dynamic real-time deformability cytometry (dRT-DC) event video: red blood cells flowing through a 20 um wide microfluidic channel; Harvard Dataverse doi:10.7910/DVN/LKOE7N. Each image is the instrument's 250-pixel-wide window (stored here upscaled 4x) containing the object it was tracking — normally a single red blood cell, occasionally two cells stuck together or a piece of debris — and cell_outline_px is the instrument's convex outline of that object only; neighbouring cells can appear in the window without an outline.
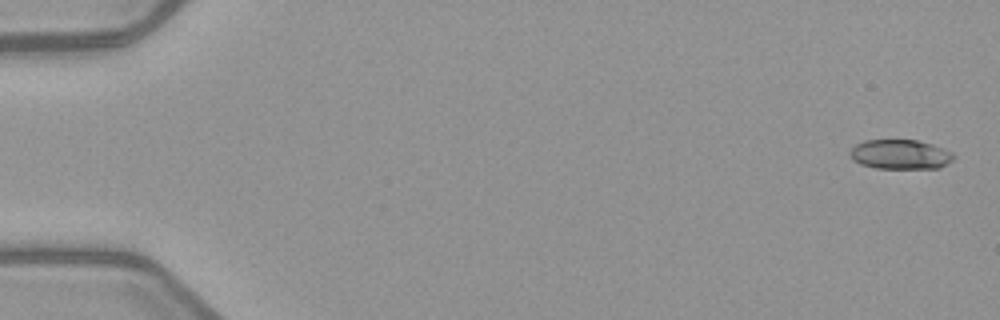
{"species": "common noctule bat (a hibernating species)", "species_latin": "Nyctalus noctula", "temperature_condition": "warm", "stored_images_in_passage": 6, "camera_frame_rate_fps": 3000, "um_per_image_px": 0.085, "animal": {"sex": "female", "body_mass_g": 21.9}, "frame": {"image": 1, "passage_image": 1, "time_ms": 0.0, "image_size_px": [1000, 320], "cell_outline_px": [[956, 156], [952, 160], [940, 168], [876, 168], [860, 164], [852, 160], [852, 148], [856, 144], [864, 140], [916, 140], [932, 144], [944, 148], [952, 152]], "centroid_in_image_um": [76.56, 13.12], "position_along_channel_um": 8.4, "area_um2": 17.8}}
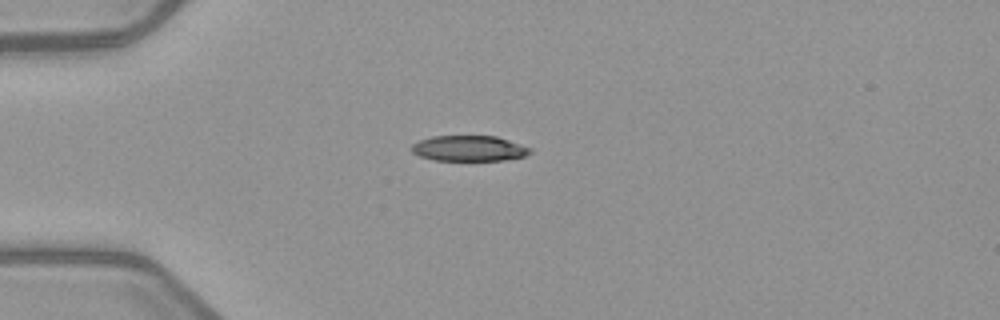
{"frame": {"image": 2, "passage_image": 4, "time_ms": 4.333, "image_size_px": [1000, 320], "cell_outline_px": [[532, 152], [524, 156], [504, 160], [432, 160], [420, 156], [412, 152], [412, 144], [420, 140], [432, 136], [496, 136], [532, 148]], "centroid_in_image_um": [39.87, 12.61], "position_along_channel_um": 45.1, "area_um2": 17.57}}
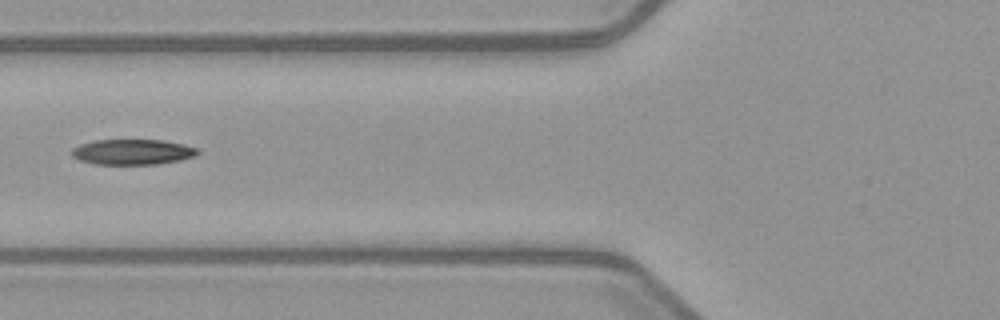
{"frame": {"image": 3, "passage_image": 6, "time_ms": 6.667, "image_size_px": [1000, 320], "cell_outline_px": [[200, 152], [196, 156], [180, 160], [156, 164], [92, 164], [80, 160], [72, 156], [72, 148], [80, 144], [96, 140], [164, 140], [184, 144], [200, 148]], "centroid_in_image_um": [11.31, 12.91], "position_along_channel_um": 114.5, "area_um2": 18.79}}